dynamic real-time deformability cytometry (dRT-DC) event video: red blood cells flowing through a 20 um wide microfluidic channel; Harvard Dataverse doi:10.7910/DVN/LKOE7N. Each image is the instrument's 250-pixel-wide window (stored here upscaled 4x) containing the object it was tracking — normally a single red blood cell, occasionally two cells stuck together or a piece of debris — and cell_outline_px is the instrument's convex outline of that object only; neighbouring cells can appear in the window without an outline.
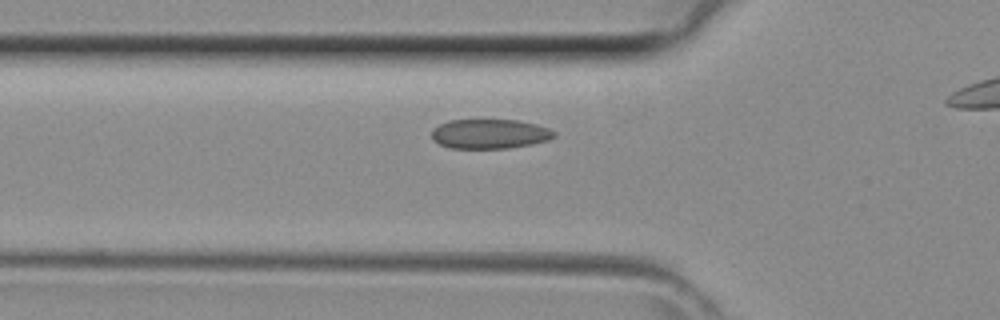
{"species": "common noctule bat (a hibernating species)", "species_latin": "Nyctalus noctula", "temperature_condition": "room temperature", "stored_images_in_passage": 32, "camera_frame_rate_fps": 3000, "um_per_image_px": 0.085, "animal": {"sex": "female", "body_mass_g": 29.2, "forearm_length_mm": 56.3}, "frame": {"image": 1, "passage_image": 10, "time_ms": 3.0, "image_size_px": [1000, 320], "cell_outline_px": [[556, 136], [548, 140], [532, 144], [508, 148], [448, 148], [432, 140], [432, 128], [448, 120], [516, 120], [536, 124], [548, 128], [556, 132]], "centroid_in_image_um": [41.61, 11.38], "position_along_channel_um": 84.2, "area_um2": 21.15}}
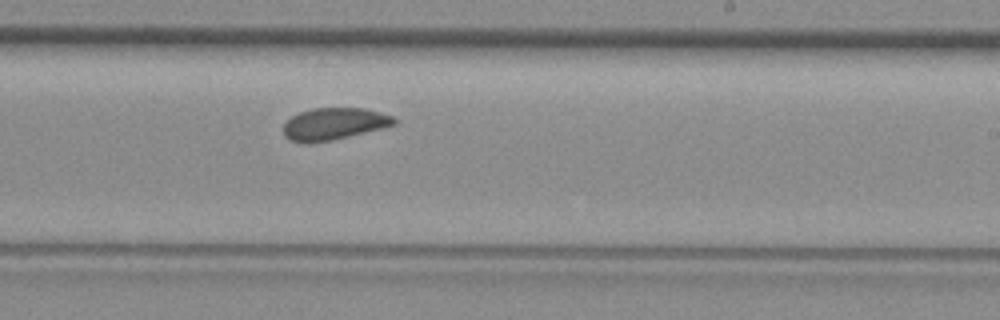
{"frame": {"image": 2, "passage_image": 21, "time_ms": 6.667, "image_size_px": [1000, 320], "cell_outline_px": [[396, 124], [332, 140], [292, 140], [284, 136], [284, 124], [292, 116], [300, 112], [312, 108], [364, 108], [380, 112], [392, 116], [396, 120]], "centroid_in_image_um": [28.42, 10.48], "position_along_channel_um": 260.6, "area_um2": 19.83}}
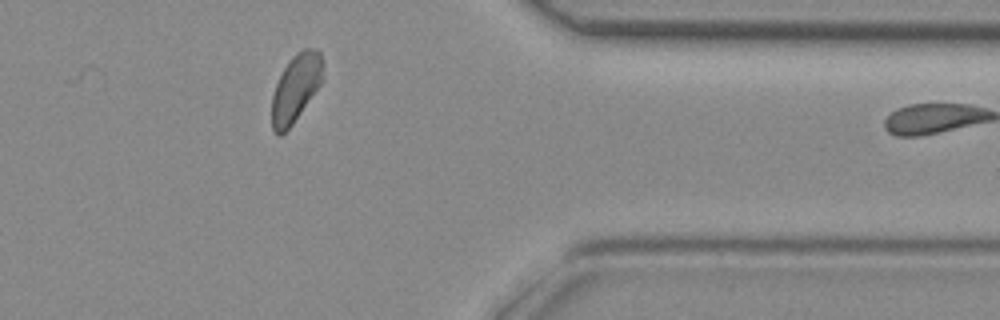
{"frame": {"image": 3, "passage_image": 30, "time_ms": 9.667, "image_size_px": [1000, 320], "cell_outline_px": [[324, 80], [292, 124], [280, 136], [276, 136], [272, 128], [272, 96], [276, 84], [284, 68], [292, 56], [296, 52], [304, 48], [316, 48], [320, 52]], "centroid_in_image_um": [25.15, 7.47], "position_along_channel_um": 386.3, "area_um2": 20.06}}